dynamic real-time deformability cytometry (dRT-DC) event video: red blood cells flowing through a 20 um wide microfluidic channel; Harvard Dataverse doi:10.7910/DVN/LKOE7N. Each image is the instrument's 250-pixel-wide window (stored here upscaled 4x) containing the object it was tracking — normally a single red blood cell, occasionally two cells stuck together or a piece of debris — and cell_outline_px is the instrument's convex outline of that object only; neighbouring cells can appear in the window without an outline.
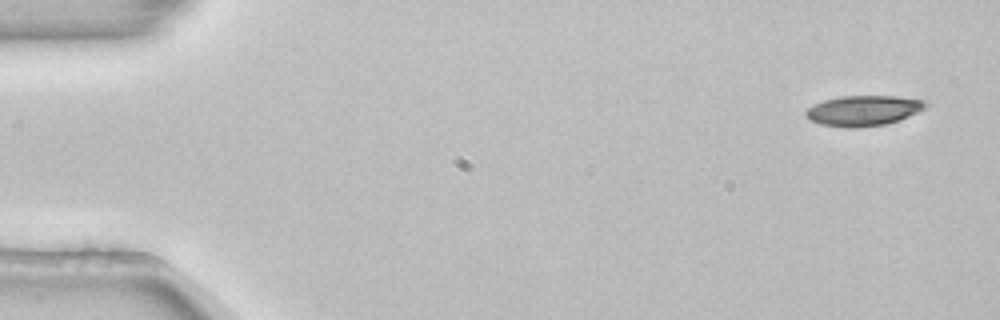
{"species": "common noctule bat (a hibernating species)", "species_latin": "Nyctalus noctula", "temperature_condition": "room temperature", "stored_images_in_passage": 5, "camera_frame_rate_fps": 3000, "um_per_image_px": 0.085, "animal": {"sex": "female", "body_mass_g": 22.7, "forearm_length_mm": 54.2}, "frame": {"image": 1, "passage_image": 1, "time_ms": 0.0, "image_size_px": [1000, 320], "cell_outline_px": [[928, 104], [924, 108], [900, 120], [884, 124], [856, 128], [848, 128], [820, 124], [812, 120], [804, 112], [808, 108], [824, 100], [844, 96], [896, 96], [924, 100]], "centroid_in_image_um": [73.4, 9.4], "position_along_channel_um": 11.6, "area_um2": 20.87}}
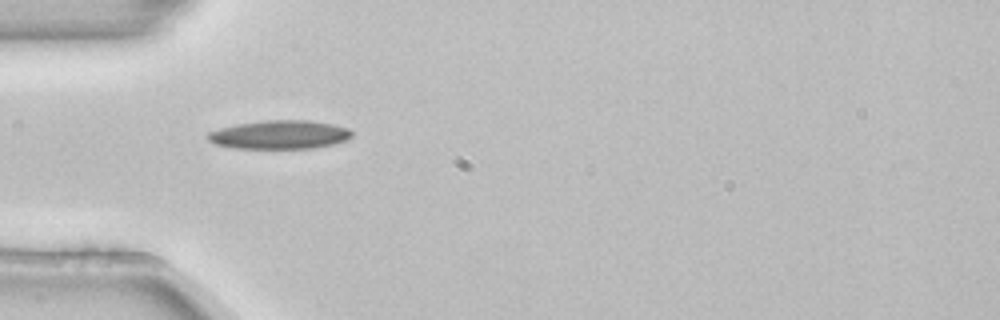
{"frame": {"image": 2, "passage_image": 4, "time_ms": 1.0, "image_size_px": [1000, 320], "cell_outline_px": [[352, 136], [348, 140], [332, 144], [312, 148], [236, 148], [216, 144], [208, 140], [208, 132], [220, 128], [236, 124], [264, 120], [308, 120], [332, 124], [348, 128], [352, 132]], "centroid_in_image_um": [23.78, 11.44], "position_along_channel_um": 61.2, "area_um2": 23.93}}